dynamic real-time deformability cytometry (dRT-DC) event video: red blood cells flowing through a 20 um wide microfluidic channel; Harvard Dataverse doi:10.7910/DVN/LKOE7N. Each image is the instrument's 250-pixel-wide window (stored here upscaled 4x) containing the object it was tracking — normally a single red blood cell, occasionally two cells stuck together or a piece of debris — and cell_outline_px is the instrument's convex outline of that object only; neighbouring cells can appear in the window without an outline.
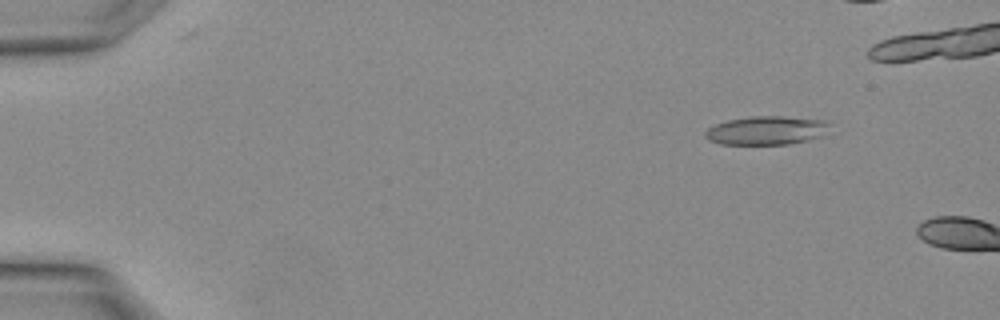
{"species": "Egyptian fruit bat (a non-hibernating species)", "species_latin": "Rousettus aegyptiacus", "temperature_condition": "warm", "stored_images_in_passage": 2, "camera_frame_rate_fps": 3000, "um_per_image_px": 0.085, "animal": {"sex": "female"}, "frame": {"image": 1, "passage_image": 1, "time_ms": 0.0, "image_size_px": [1000, 320], "cell_outline_px": [[828, 124], [824, 136], [808, 140], [788, 144], [720, 144], [708, 140], [704, 136], [704, 132], [708, 128], [716, 124], [728, 120], [748, 116], [784, 116], [824, 120]], "centroid_in_image_um": [65.12, 11.08], "position_along_channel_um": 19.9, "area_um2": 20.81}}